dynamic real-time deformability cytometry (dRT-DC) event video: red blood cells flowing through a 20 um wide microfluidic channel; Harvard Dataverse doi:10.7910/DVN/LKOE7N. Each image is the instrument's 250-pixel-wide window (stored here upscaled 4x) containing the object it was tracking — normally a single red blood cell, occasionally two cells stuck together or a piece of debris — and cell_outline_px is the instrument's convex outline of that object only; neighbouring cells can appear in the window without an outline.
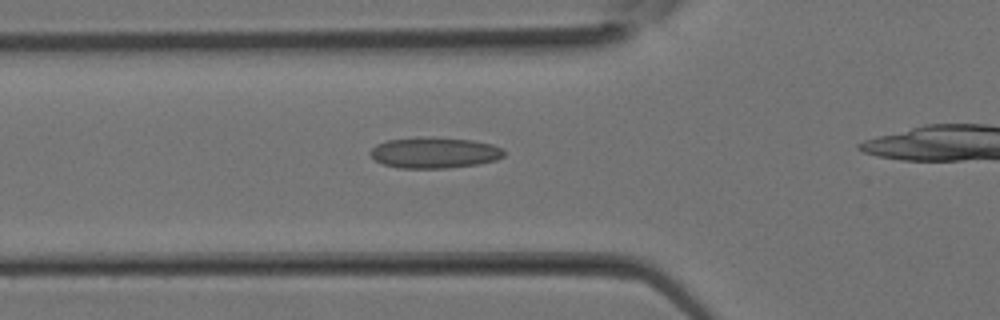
{"species": "Egyptian fruit bat (a non-hibernating species)", "species_latin": "Rousettus aegyptiacus", "temperature_condition": "room temperature", "stored_images_in_passage": 14, "camera_frame_rate_fps": 3000, "um_per_image_px": 0.085, "animal": {"sex": "female"}, "frame": {"image": 1, "passage_image": 6, "time_ms": 1.667, "image_size_px": [1000, 320], "cell_outline_px": [[504, 156], [496, 160], [476, 164], [448, 168], [400, 168], [384, 164], [376, 160], [368, 152], [376, 144], [388, 140], [420, 136], [472, 140], [492, 144], [500, 148], [504, 152]], "centroid_in_image_um": [36.9, 12.97], "position_along_channel_um": 88.9, "area_um2": 24.04}}
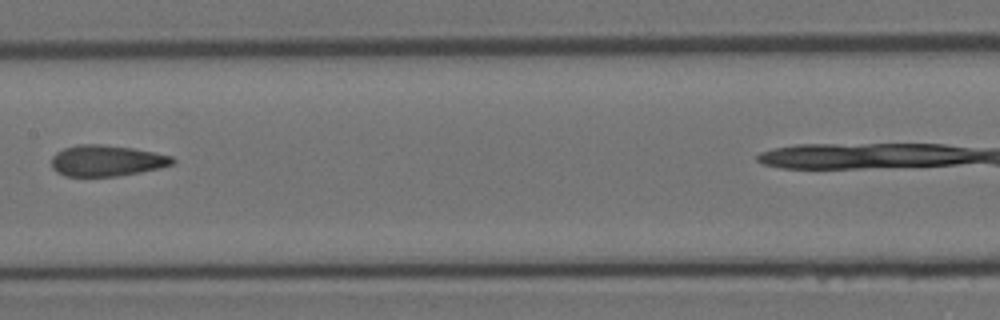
{"frame": {"image": 2, "passage_image": 11, "time_ms": 3.333, "image_size_px": [1000, 320], "cell_outline_px": [[176, 160], [172, 164], [160, 168], [140, 172], [116, 176], [64, 176], [56, 172], [52, 168], [52, 156], [56, 152], [64, 148], [76, 144], [100, 144], [132, 148], [172, 156]], "centroid_in_image_um": [9.03, 13.66], "position_along_channel_um": 198.4, "area_um2": 21.91}}
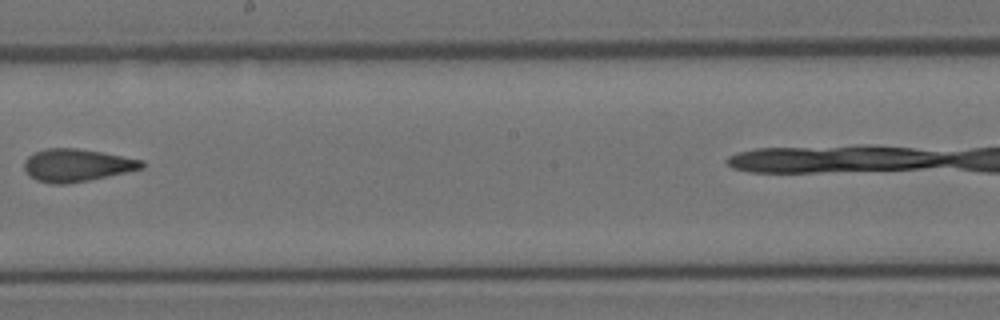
{"frame": {"image": 3, "passage_image": 13, "time_ms": 4.0, "image_size_px": [1000, 320], "cell_outline_px": [[144, 168], [108, 176], [88, 180], [64, 184], [52, 184], [36, 180], [24, 168], [24, 160], [28, 156], [36, 152], [48, 148], [76, 148], [100, 152], [144, 160]], "centroid_in_image_um": [6.53, 14.04], "position_along_channel_um": 241.7, "area_um2": 22.08}}